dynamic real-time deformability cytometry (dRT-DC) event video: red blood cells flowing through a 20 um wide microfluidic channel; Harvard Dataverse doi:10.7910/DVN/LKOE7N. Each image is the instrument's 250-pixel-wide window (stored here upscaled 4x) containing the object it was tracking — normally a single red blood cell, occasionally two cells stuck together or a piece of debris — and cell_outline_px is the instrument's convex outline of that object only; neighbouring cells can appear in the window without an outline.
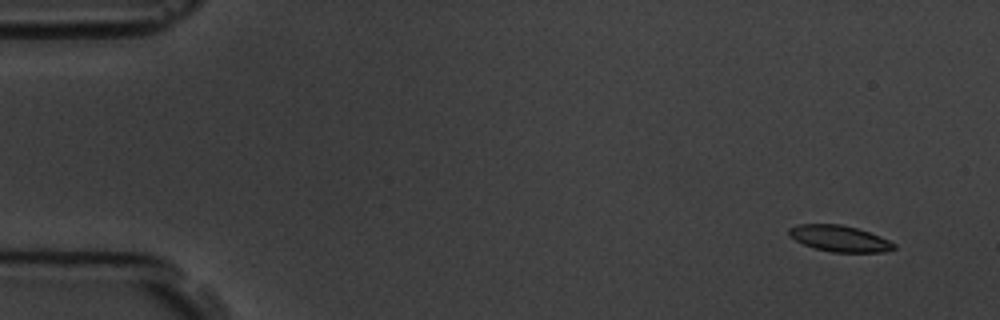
{"species": "common noctule bat (a hibernating species)", "species_latin": "Nyctalus noctula", "temperature_condition": "room temperature", "stored_images_in_passage": 5, "segment_of_instrument_passage": [1, 2], "camera_frame_rate_fps": 3000, "um_per_image_px": 0.085, "animal": {"sex": "male", "body_mass_g": 19.5, "forearm_length_mm": 54.6}, "frame": {"image": 1, "passage_image": 1, "time_ms": 0.0, "image_size_px": [1000, 320], "cell_outline_px": [[896, 248], [884, 252], [832, 252], [816, 248], [804, 244], [796, 240], [788, 232], [788, 228], [800, 224], [840, 224], [856, 228], [880, 236], [896, 244]], "centroid_in_image_um": [71.38, 20.27], "position_along_channel_um": 13.6, "area_um2": 15.78}}